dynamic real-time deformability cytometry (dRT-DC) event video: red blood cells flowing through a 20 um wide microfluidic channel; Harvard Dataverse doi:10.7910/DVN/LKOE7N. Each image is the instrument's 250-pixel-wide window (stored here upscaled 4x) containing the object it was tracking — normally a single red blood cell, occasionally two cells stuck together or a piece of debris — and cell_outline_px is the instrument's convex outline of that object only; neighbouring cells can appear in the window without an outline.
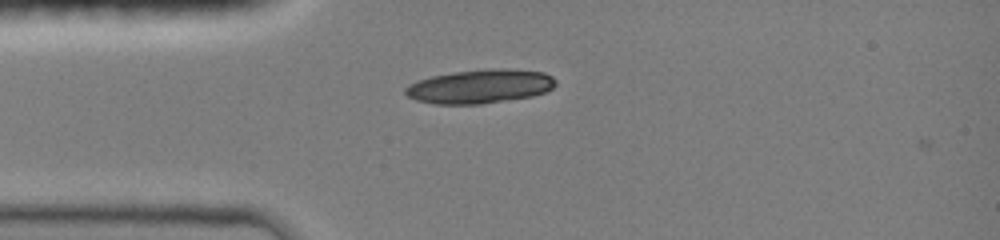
{"species": "common noctule bat (a hibernating species)", "species_latin": "Nyctalus noctula", "temperature_condition": "room temperature", "stored_images_in_passage": 3, "camera_frame_rate_fps": 3000, "um_per_image_px": 0.085, "animal": {"sex": "female", "body_mass_g": 19.0, "forearm_length_mm": 51.5}, "frame": {"image": 1, "passage_image": 2, "time_ms": 0.333, "image_size_px": [1000, 240], "cell_outline_px": [[556, 84], [552, 88], [544, 92], [532, 96], [480, 104], [436, 104], [416, 100], [408, 96], [404, 92], [404, 88], [408, 84], [432, 76], [456, 72], [492, 68], [544, 72], [552, 76], [556, 80]], "centroid_in_image_um": [40.79, 7.35], "position_along_channel_um": 44.2, "area_um2": 29.36}}